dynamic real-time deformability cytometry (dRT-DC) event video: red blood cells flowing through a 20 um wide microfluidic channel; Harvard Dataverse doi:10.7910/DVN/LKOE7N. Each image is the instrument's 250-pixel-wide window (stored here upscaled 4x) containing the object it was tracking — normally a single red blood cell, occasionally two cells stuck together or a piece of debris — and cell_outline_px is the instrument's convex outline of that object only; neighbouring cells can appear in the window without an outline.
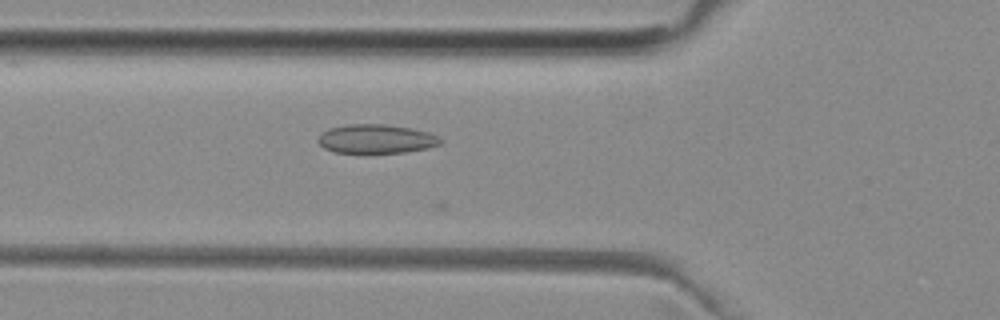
{"species": "common noctule bat (a hibernating species)", "species_latin": "Nyctalus noctula", "temperature_condition": "room temperature", "stored_images_in_passage": 21, "camera_frame_rate_fps": 3000, "um_per_image_px": 0.085, "animal": {"sex": "female", "body_mass_g": 29.2, "forearm_length_mm": 56.3}, "frame": {"image": 1, "passage_image": 16, "time_ms": 5.0, "image_size_px": [1000, 320], "cell_outline_px": [[444, 140], [440, 144], [428, 148], [404, 152], [332, 152], [324, 148], [316, 140], [320, 132], [328, 128], [344, 124], [384, 124], [412, 128], [428, 132]], "centroid_in_image_um": [31.93, 11.79], "position_along_channel_um": 93.9, "area_um2": 20.75}}
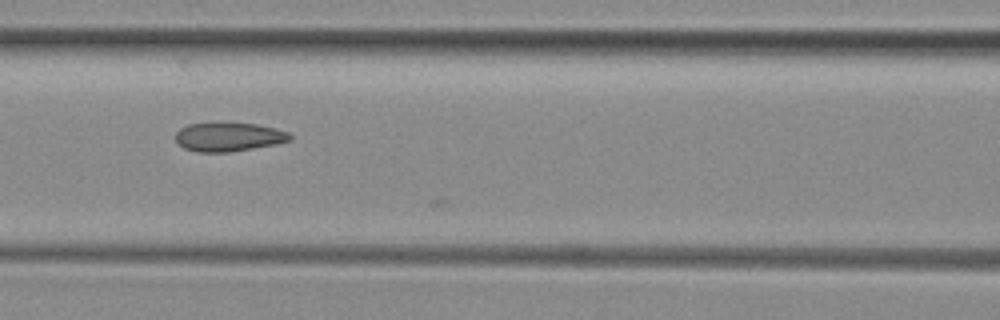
{"frame": {"image": 2, "passage_image": 20, "time_ms": 6.333, "image_size_px": [1000, 320], "cell_outline_px": [[292, 140], [276, 144], [232, 152], [196, 152], [184, 148], [176, 140], [176, 132], [180, 128], [188, 124], [256, 124], [276, 128], [288, 132], [292, 136]], "centroid_in_image_um": [19.46, 11.66], "position_along_channel_um": 147.1, "area_um2": 19.02}}